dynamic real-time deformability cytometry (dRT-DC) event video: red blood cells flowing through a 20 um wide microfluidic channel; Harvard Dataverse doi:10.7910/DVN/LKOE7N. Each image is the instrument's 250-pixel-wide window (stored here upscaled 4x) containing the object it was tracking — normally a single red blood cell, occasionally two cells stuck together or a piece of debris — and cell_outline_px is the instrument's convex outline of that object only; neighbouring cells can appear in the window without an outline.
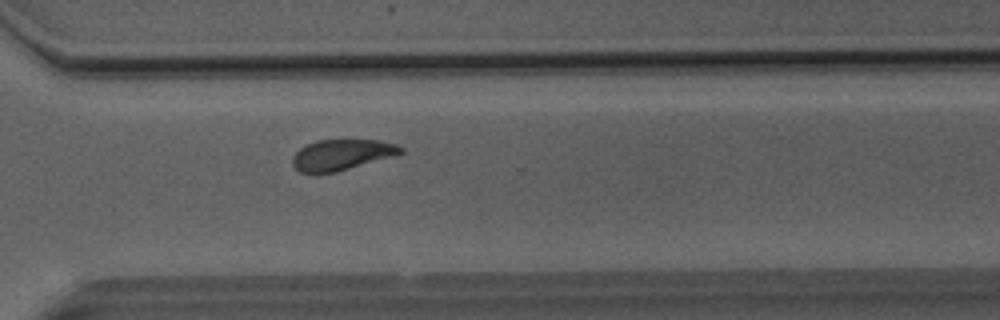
{"species": "Egyptian fruit bat (a non-hibernating species)", "species_latin": "Rousettus aegyptiacus", "temperature_condition": "room temperature", "stored_images_in_passage": 45, "camera_frame_rate_fps": 3000, "um_per_image_px": 0.085, "animal": {"sex": "male"}, "frame": {"image": 1, "passage_image": 31, "time_ms": 10.0, "image_size_px": [1000, 320], "cell_outline_px": [[404, 152], [392, 156], [336, 172], [300, 172], [292, 164], [292, 156], [300, 148], [316, 140], [376, 140], [396, 144], [404, 148]], "centroid_in_image_um": [29.04, 13.14], "position_along_channel_um": 341.6, "area_um2": 19.07}}
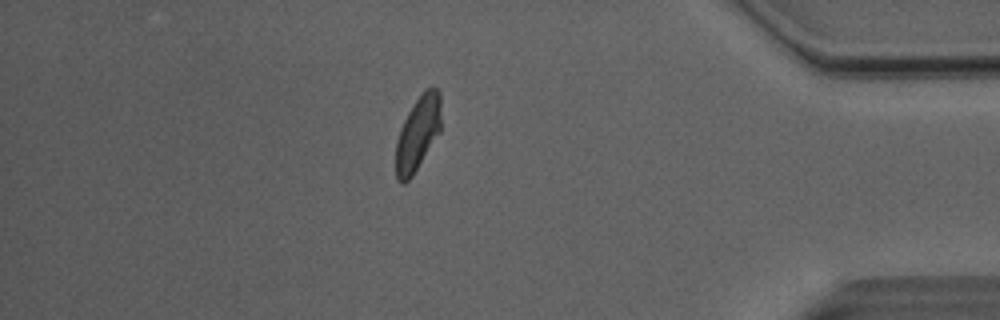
{"frame": {"image": 2, "passage_image": 38, "time_ms": 12.333, "image_size_px": [1000, 320], "cell_outline_px": [[440, 132], [412, 176], [404, 184], [400, 184], [396, 180], [396, 140], [400, 128], [408, 112], [424, 88], [436, 88], [440, 92]], "centroid_in_image_um": [35.5, 11.35], "position_along_channel_um": 399.7, "area_um2": 19.54}}
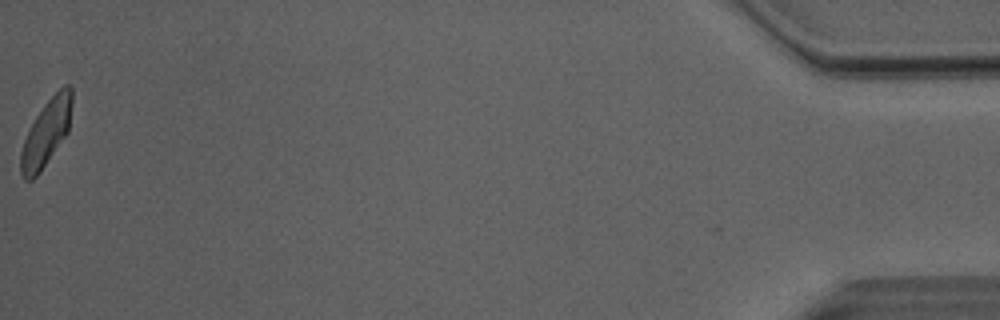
{"frame": {"image": 3, "passage_image": 45, "time_ms": 14.667, "image_size_px": [1000, 320], "cell_outline_px": [[72, 100], [68, 132], [40, 172], [32, 180], [24, 180], [20, 172], [20, 152], [24, 140], [36, 116], [44, 104], [64, 84], [68, 84], [72, 88]], "centroid_in_image_um": [3.93, 11.3], "position_along_channel_um": 431.3, "area_um2": 19.59}, "authors_computed_cell_mechanics": {"area_um2": 20.4612, "velocity_mm_per_s": 4.0452, "shape_relaxation_time_tau1_ms": 4.0342, "shape_relaxation_time_tau2_ms": 1.3309, "deformation_change_tau1": 0.1173, "deformation_change_tau2": 0.0691}}